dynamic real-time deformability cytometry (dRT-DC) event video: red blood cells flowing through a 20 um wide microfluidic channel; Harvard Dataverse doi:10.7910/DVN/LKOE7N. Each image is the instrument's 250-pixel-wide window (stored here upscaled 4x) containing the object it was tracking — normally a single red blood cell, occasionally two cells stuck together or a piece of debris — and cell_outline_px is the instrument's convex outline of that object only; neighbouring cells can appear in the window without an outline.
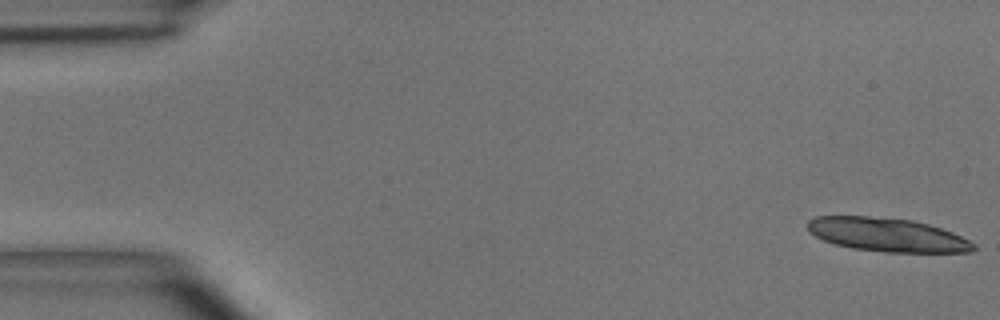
{"species": "common noctule bat (a hibernating species)", "species_latin": "Nyctalus noctula", "temperature_condition": "room temperature", "stored_images_in_passage": 20, "camera_frame_rate_fps": 3000, "um_per_image_px": 0.085, "animal": {"sex": "male", "body_mass_g": 15.6}, "frame": {"image": 1, "passage_image": 1, "time_ms": 0.0, "image_size_px": [1000, 320], "cell_outline_px": [[976, 248], [972, 252], [884, 252], [852, 248], [836, 244], [824, 240], [808, 232], [808, 220], [816, 216], [868, 216], [912, 220], [928, 224], [952, 232], [976, 244]], "centroid_in_image_um": [75.41, 19.95], "position_along_channel_um": 9.6, "area_um2": 32.43}}
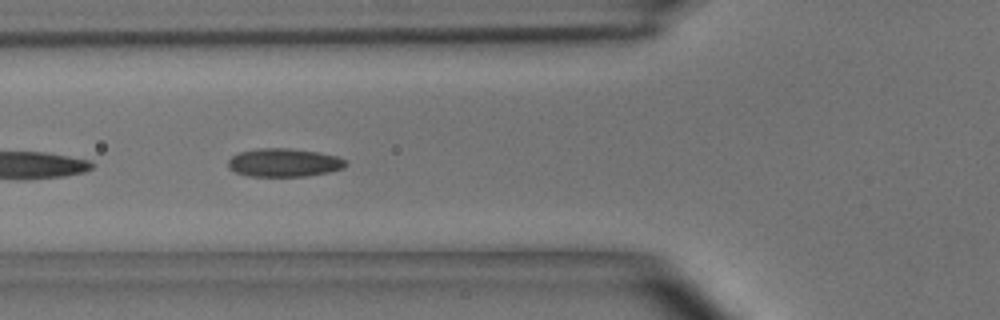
{"frame": {"image": 2, "passage_image": 18, "time_ms": 5.667, "image_size_px": [1000, 320], "cell_outline_px": [[348, 164], [344, 168], [328, 172], [304, 176], [248, 176], [236, 172], [228, 168], [228, 160], [232, 156], [240, 152], [256, 148], [288, 148], [320, 152], [336, 156], [344, 160]], "centroid_in_image_um": [24.13, 13.81], "position_along_channel_um": 101.7, "area_um2": 19.42}}